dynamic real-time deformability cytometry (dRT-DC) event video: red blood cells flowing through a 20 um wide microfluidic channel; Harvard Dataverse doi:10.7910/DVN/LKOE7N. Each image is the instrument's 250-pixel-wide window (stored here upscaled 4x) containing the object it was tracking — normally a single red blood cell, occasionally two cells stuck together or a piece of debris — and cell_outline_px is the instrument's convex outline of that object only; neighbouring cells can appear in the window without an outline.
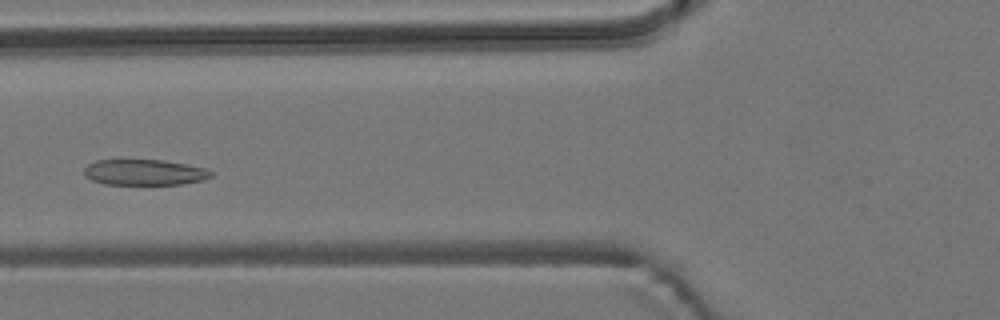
{"species": "common noctule bat (a hibernating species)", "species_latin": "Nyctalus noctula", "temperature_condition": "room temperature", "stored_images_in_passage": 5, "camera_frame_rate_fps": 3000, "um_per_image_px": 0.085, "animal": {"sex": "male", "body_mass_g": 19.2, "forearm_length_mm": 51.8}, "frame": {"image": 1, "passage_image": 5, "time_ms": 4.667, "image_size_px": [1000, 320], "cell_outline_px": [[216, 172], [212, 176], [204, 180], [180, 184], [104, 184], [92, 180], [84, 176], [84, 168], [88, 164], [96, 160], [164, 160], [188, 164], [208, 168]], "centroid_in_image_um": [12.33, 14.64], "position_along_channel_um": 113.5, "area_um2": 19.31}}